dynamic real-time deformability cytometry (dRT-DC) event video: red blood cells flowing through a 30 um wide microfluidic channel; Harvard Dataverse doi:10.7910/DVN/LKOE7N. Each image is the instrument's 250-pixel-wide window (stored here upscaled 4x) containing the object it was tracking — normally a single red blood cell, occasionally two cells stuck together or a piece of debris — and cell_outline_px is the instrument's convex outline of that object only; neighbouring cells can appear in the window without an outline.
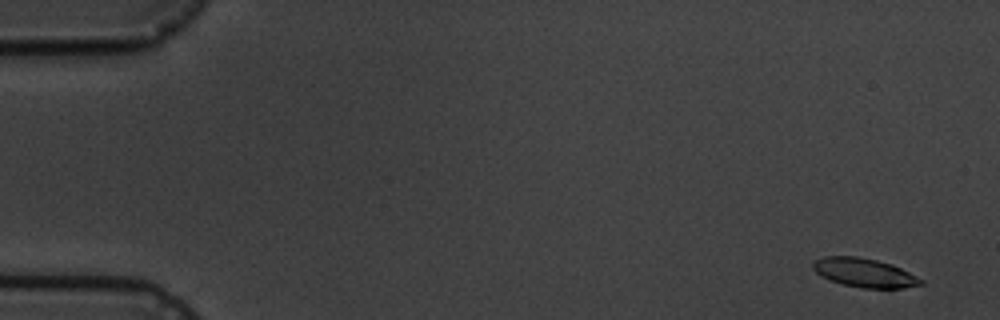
{"species": "common noctule bat (a hibernating species)", "species_latin": "Nyctalus noctula", "temperature_condition": "cold", "stored_images_in_passage": 6, "camera_frame_rate_fps": 3000, "um_per_image_px": 0.085, "animal": {"sex": "male", "body_mass_g": 19.5, "forearm_length_mm": 54.6}, "frame": {"image": 1, "passage_image": 1, "time_ms": 0.0, "image_size_px": [1000, 320], "cell_outline_px": [[924, 284], [904, 288], [864, 288], [844, 284], [820, 276], [812, 268], [812, 264], [816, 260], [824, 256], [856, 256], [876, 260], [892, 264], [924, 280]], "centroid_in_image_um": [73.48, 23.18], "position_along_channel_um": 11.5, "area_um2": 18.03}}